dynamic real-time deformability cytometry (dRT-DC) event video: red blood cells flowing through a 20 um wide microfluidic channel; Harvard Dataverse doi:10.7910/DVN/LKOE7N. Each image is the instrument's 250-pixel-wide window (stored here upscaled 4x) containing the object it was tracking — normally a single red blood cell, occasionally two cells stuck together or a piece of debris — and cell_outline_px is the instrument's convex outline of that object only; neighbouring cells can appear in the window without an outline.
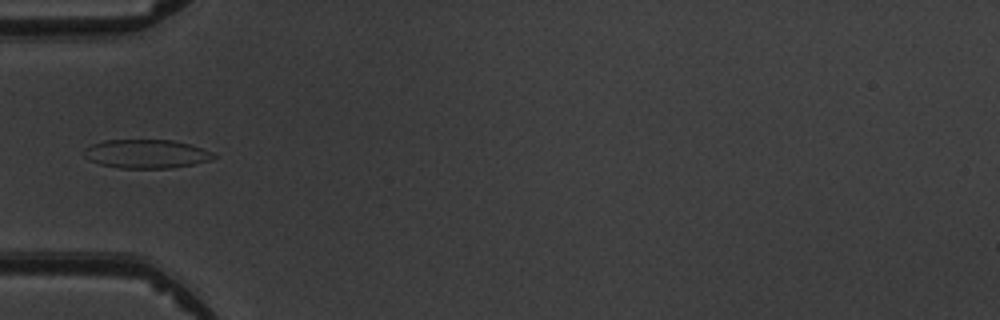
{"species": "common noctule bat (a hibernating species)", "species_latin": "Nyctalus noctula", "temperature_condition": "warm", "stored_images_in_passage": 7, "camera_frame_rate_fps": 3000, "um_per_image_px": 0.085, "animal": {"sex": "male", "body_mass_g": 19.5, "forearm_length_mm": 54.6}, "frame": {"image": 1, "passage_image": 5, "time_ms": 5.667, "image_size_px": [1000, 320], "cell_outline_px": [[216, 156], [208, 160], [192, 164], [172, 168], [120, 168], [100, 164], [88, 160], [80, 152], [84, 148], [92, 144], [104, 140], [172, 140], [188, 144], [212, 152]], "centroid_in_image_um": [12.34, 13.08], "position_along_channel_um": 72.7, "area_um2": 21.62}}
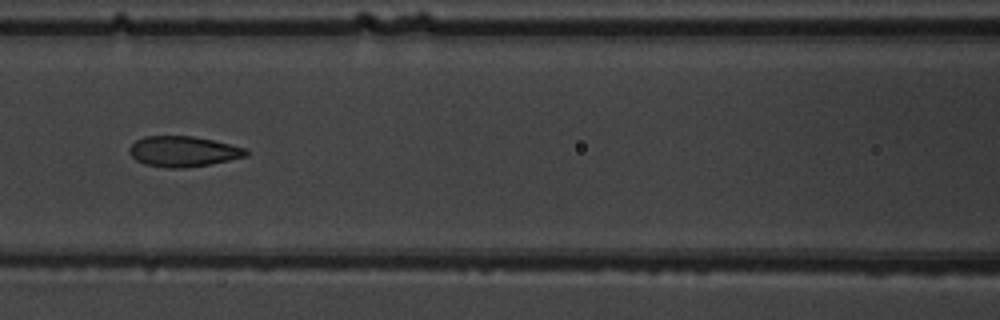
{"frame": {"image": 2, "passage_image": 7, "time_ms": 7.667, "image_size_px": [1000, 320], "cell_outline_px": [[248, 156], [208, 164], [184, 168], [168, 168], [144, 164], [136, 160], [128, 152], [128, 148], [136, 140], [144, 136], [192, 136], [212, 140], [244, 148], [248, 152]], "centroid_in_image_um": [15.52, 12.87], "position_along_channel_um": 151.1, "area_um2": 20.58}}